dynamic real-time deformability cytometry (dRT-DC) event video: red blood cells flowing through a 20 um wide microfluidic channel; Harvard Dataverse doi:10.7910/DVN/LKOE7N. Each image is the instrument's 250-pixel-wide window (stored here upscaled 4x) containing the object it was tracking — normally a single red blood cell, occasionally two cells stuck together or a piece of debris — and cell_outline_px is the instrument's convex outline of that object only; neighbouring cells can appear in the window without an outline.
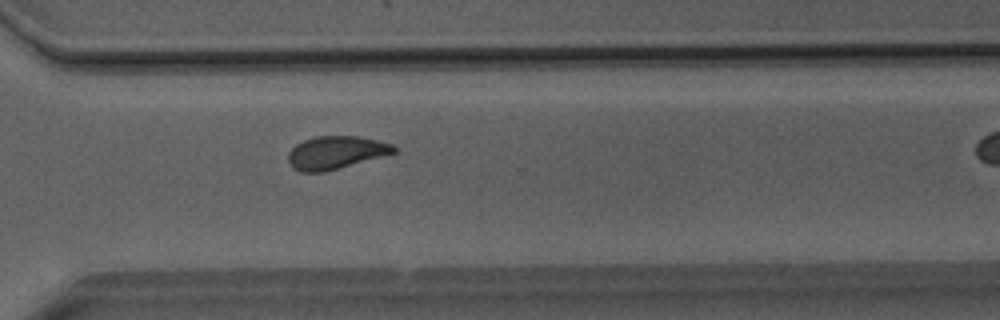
{"species": "Egyptian fruit bat (a non-hibernating species)", "species_latin": "Rousettus aegyptiacus", "temperature_condition": "room temperature", "stored_images_in_passage": 31, "camera_frame_rate_fps": 3000, "um_per_image_px": 0.085, "animal": {"sex": "male"}, "frame": {"image": 1, "passage_image": 27, "time_ms": 8.667, "image_size_px": [1000, 320], "cell_outline_px": [[396, 152], [324, 172], [300, 172], [292, 168], [288, 160], [288, 152], [296, 144], [304, 140], [316, 136], [356, 136], [376, 140], [392, 144], [396, 148]], "centroid_in_image_um": [28.5, 12.97], "position_along_channel_um": 342.1, "area_um2": 20.06}}